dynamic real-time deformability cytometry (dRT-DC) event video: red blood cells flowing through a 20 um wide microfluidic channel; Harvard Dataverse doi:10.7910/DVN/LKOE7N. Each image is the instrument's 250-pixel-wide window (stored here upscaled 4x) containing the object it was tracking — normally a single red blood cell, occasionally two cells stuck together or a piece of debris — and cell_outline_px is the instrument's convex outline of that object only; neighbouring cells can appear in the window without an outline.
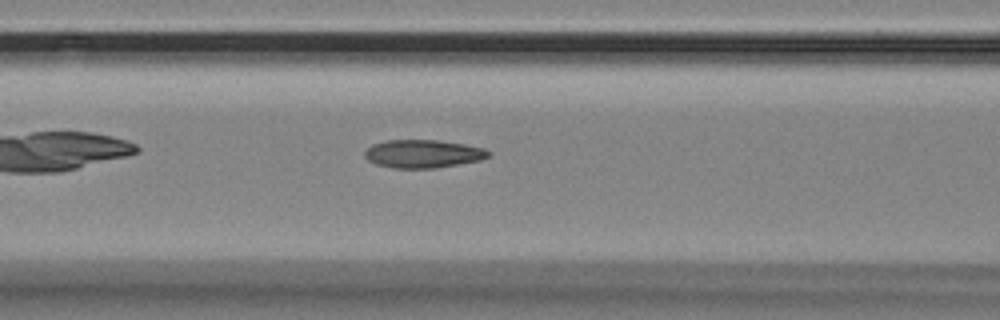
{"species": "Egyptian fruit bat (a non-hibernating species)", "species_latin": "Rousettus aegyptiacus", "temperature_condition": "room temperature", "stored_images_in_passage": 42, "camera_frame_rate_fps": 3000, "um_per_image_px": 0.085, "animal": {"sex": "female"}, "frame": {"image": 1, "passage_image": 9, "time_ms": 2.667, "image_size_px": [1000, 320], "cell_outline_px": [[492, 152], [488, 156], [480, 160], [436, 168], [392, 168], [376, 164], [368, 160], [364, 156], [364, 152], [372, 144], [384, 140], [436, 140], [464, 144], [484, 148]], "centroid_in_image_um": [35.94, 13.07], "position_along_channel_um": 130.7, "area_um2": 20.29}}
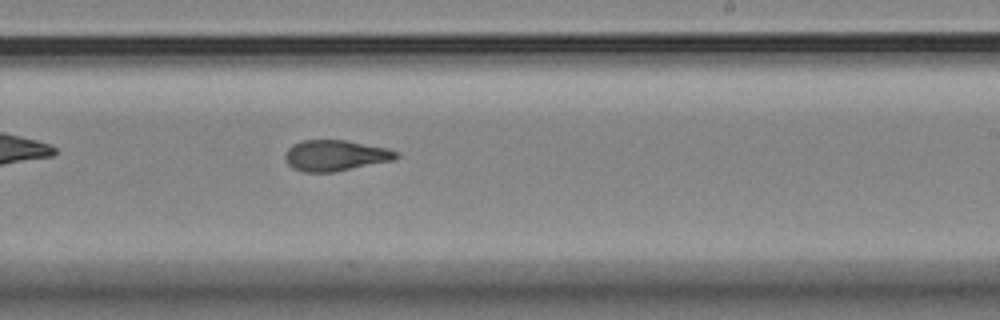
{"frame": {"image": 2, "passage_image": 20, "time_ms": 6.333, "image_size_px": [1000, 320], "cell_outline_px": [[400, 156], [392, 160], [336, 172], [304, 172], [292, 168], [284, 160], [284, 152], [292, 144], [300, 140], [344, 140], [388, 148], [400, 152]], "centroid_in_image_um": [28.48, 13.21], "position_along_channel_um": 260.5, "area_um2": 20.23}}
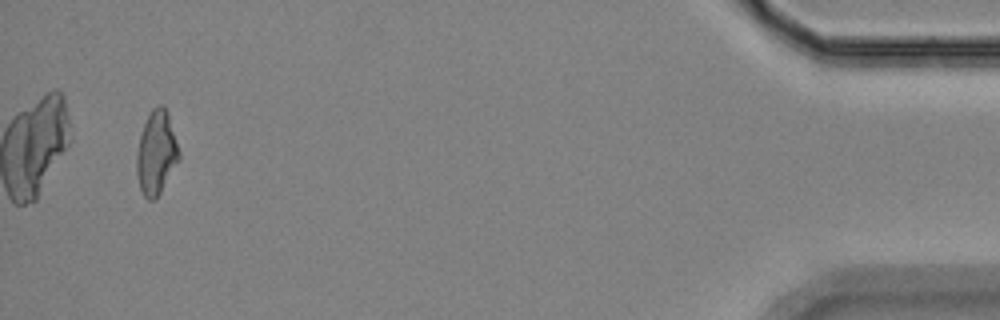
{"frame": {"image": 3, "passage_image": 40, "time_ms": 13.0, "image_size_px": [1000, 320], "cell_outline_px": [[180, 160], [160, 192], [152, 200], [148, 200], [144, 196], [140, 188], [136, 172], [136, 152], [140, 136], [144, 124], [152, 108], [160, 104], [164, 104], [168, 112], [180, 152]], "centroid_in_image_um": [13.29, 12.96], "position_along_channel_um": 421.9, "area_um2": 20.69}, "authors_computed_cell_mechanics": {"area_um2": 20.23, "velocity_mm_per_s": 3.5472, "shape_relaxation_time_tau1_ms": 10.0651, "shape_relaxation_time_tau2_ms": 2.1017, "deformation_change_tau1": 0.2564, "deformation_change_tau2": 0.1045}}